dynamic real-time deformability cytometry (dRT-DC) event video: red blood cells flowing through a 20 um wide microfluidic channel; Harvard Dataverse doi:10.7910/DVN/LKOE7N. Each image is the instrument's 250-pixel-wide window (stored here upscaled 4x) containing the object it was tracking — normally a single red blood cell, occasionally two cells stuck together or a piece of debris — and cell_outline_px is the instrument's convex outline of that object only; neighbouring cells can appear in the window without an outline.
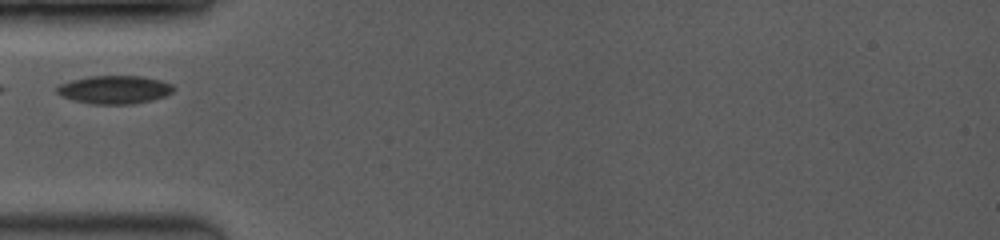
{"species": "common noctule bat (a hibernating species)", "species_latin": "Nyctalus noctula", "temperature_condition": "room temperature", "stored_images_in_passage": 15, "camera_frame_rate_fps": 3500, "um_per_image_px": 0.085, "animal": {"sex": "female", "body_mass_g": 19.0, "forearm_length_mm": 53.3}, "frame": {"image": 1, "passage_image": 1, "time_ms": 0.0, "image_size_px": [1000, 240], "cell_outline_px": [[176, 88], [172, 92], [164, 96], [152, 100], [132, 104], [88, 104], [72, 100], [60, 96], [56, 92], [56, 88], [60, 84], [72, 80], [88, 76], [140, 76], [160, 80], [172, 84]], "centroid_in_image_um": [9.71, 7.63], "position_along_channel_um": 75.3, "area_um2": 19.31}}
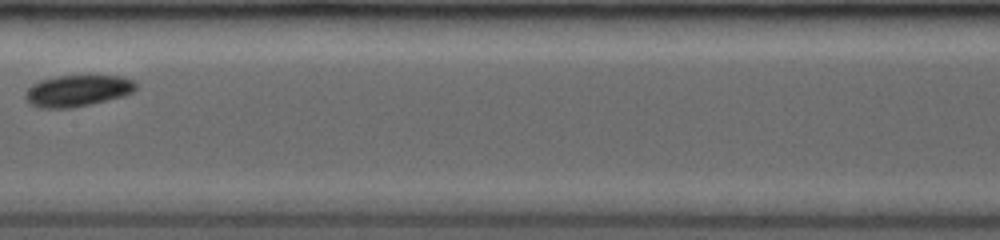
{"frame": {"image": 2, "passage_image": 7, "time_ms": 3.143, "image_size_px": [1000, 240], "cell_outline_px": [[136, 88], [132, 92], [124, 96], [92, 104], [68, 108], [40, 108], [32, 104], [24, 96], [28, 88], [32, 84], [40, 80], [56, 76], [124, 76], [132, 80], [136, 84]], "centroid_in_image_um": [6.6, 7.71], "position_along_channel_um": 200.8, "area_um2": 20.17}}
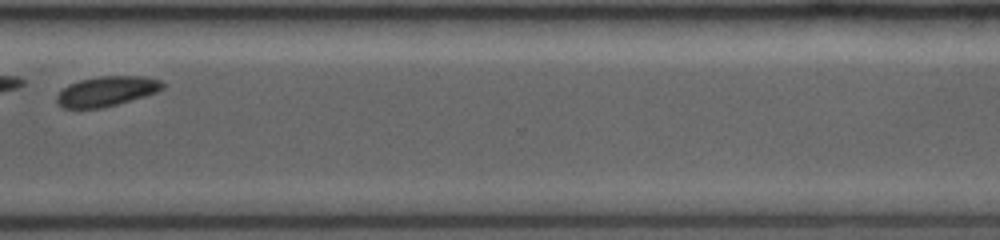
{"frame": {"image": 3, "passage_image": 14, "time_ms": 7.143, "image_size_px": [1000, 240], "cell_outline_px": [[164, 88], [156, 92], [144, 96], [116, 104], [100, 108], [64, 108], [56, 104], [56, 96], [68, 84], [80, 80], [100, 76], [144, 76], [160, 80], [164, 84]], "centroid_in_image_um": [9.05, 7.75], "position_along_channel_um": 361.6, "area_um2": 18.32}}